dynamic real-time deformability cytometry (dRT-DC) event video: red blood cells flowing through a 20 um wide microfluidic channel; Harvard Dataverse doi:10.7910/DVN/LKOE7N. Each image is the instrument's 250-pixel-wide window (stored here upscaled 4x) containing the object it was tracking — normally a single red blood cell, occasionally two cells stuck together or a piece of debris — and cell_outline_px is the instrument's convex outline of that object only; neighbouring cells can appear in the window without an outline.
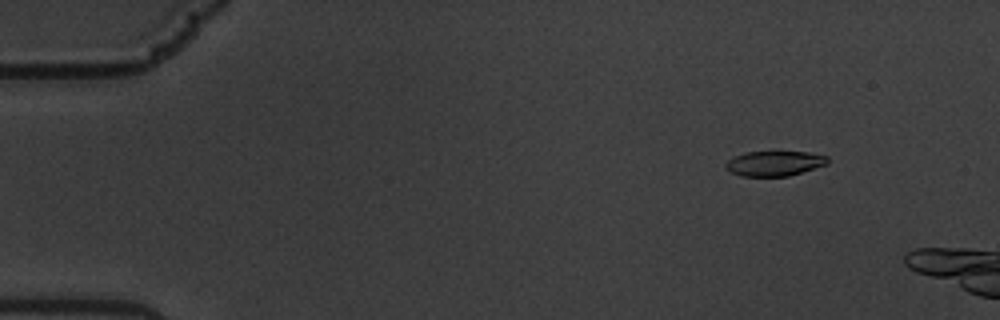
{"species": "common noctule bat (a hibernating species)", "species_latin": "Nyctalus noctula", "temperature_condition": "warm", "stored_images_in_passage": 14, "camera_frame_rate_fps": 3000, "um_per_image_px": 0.085, "animal": {"sex": "male", "body_mass_g": 19.5, "forearm_length_mm": 54.6}, "frame": {"image": 1, "passage_image": 8, "time_ms": 2.333, "image_size_px": [1000, 320], "cell_outline_px": [[828, 164], [788, 176], [740, 176], [728, 172], [724, 168], [724, 164], [732, 156], [744, 152], [772, 148], [808, 152], [828, 156]], "centroid_in_image_um": [65.77, 13.83], "position_along_channel_um": 19.2, "area_um2": 15.95}}